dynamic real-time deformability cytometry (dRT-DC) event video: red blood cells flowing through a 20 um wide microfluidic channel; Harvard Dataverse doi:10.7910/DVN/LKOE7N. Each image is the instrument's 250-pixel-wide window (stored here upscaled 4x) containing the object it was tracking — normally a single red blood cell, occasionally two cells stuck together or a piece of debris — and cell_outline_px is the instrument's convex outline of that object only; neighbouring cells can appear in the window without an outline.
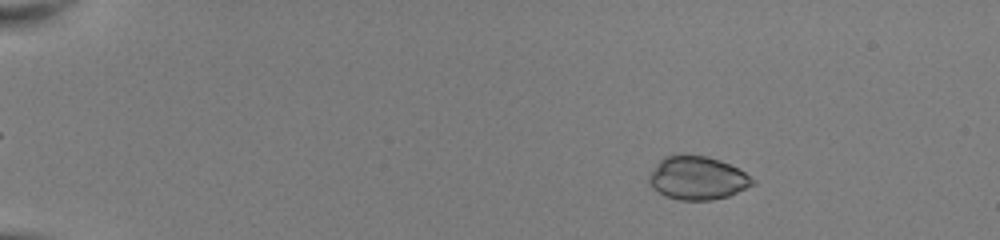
{"species": "common noctule bat (a hibernating species)", "species_latin": "Nyctalus noctula", "temperature_condition": "room temperature", "stored_images_in_passage": 52, "camera_frame_rate_fps": 3000, "um_per_image_px": 0.085, "animal": {"sex": "female", "body_mass_g": 22.0, "forearm_length_mm": 56.7}, "frame": {"image": 1, "passage_image": 9, "time_ms": 2.667, "image_size_px": [1000, 240], "cell_outline_px": [[756, 184], [728, 196], [712, 200], [680, 200], [664, 196], [652, 188], [648, 180], [648, 176], [660, 160], [664, 156], [704, 156], [720, 160], [744, 172], [756, 180]], "centroid_in_image_um": [59.28, 15.16], "position_along_channel_um": 25.7, "area_um2": 25.89}}
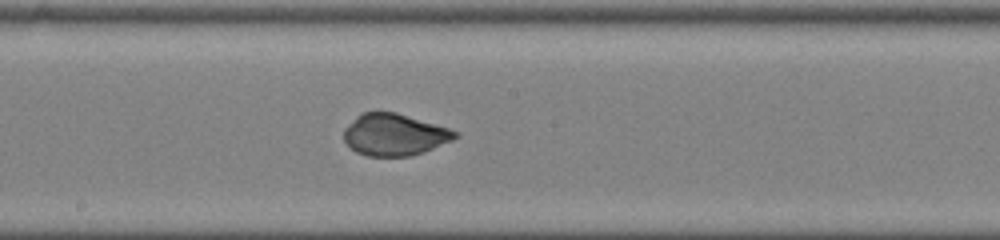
{"frame": {"image": 2, "passage_image": 31, "time_ms": 10.0, "image_size_px": [1000, 240], "cell_outline_px": [[460, 136], [452, 140], [432, 148], [408, 156], [368, 156], [356, 152], [344, 140], [344, 128], [356, 116], [364, 112], [396, 112], [448, 128], [460, 132]], "centroid_in_image_um": [33.52, 11.44], "position_along_channel_um": 214.7, "area_um2": 26.82}}
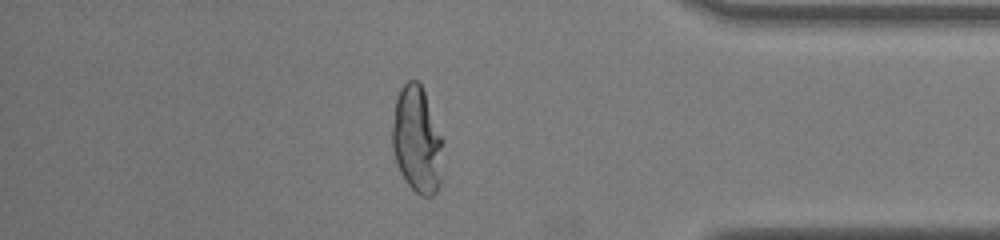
{"frame": {"image": 3, "passage_image": 46, "time_ms": 15.0, "image_size_px": [1000, 240], "cell_outline_px": [[444, 140], [440, 184], [436, 192], [432, 196], [420, 196], [404, 180], [396, 164], [392, 148], [392, 124], [396, 96], [400, 88], [408, 80], [416, 80], [420, 84], [424, 92]], "centroid_in_image_um": [35.44, 11.91], "position_along_channel_um": 399.8, "area_um2": 31.91}, "authors_computed_cell_mechanics": {"area_um2": 27.3105, "velocity_mm_per_s": 4.0622, "shape_relaxation_time_tau1_ms": 7.174, "shape_relaxation_time_tau2_ms": null, "deformation_change_tau1": 0.2877, "deformation_change_tau2": null}}